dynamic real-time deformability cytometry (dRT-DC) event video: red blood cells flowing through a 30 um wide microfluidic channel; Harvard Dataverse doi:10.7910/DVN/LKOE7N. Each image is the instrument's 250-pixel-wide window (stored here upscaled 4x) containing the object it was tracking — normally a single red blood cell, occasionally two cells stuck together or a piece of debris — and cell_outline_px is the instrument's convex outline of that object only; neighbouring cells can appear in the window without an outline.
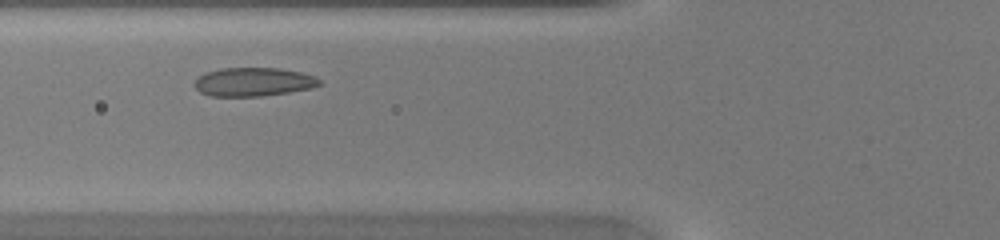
{"species": "common noctule bat (a hibernating species)", "species_latin": "Nyctalus noctula", "temperature_condition": "warm", "stored_images_in_passage": 27, "camera_frame_rate_fps": 3000, "um_per_image_px": 0.085, "animal": {"sex": "female", "body_mass_g": 20.0, "forearm_length_mm": 54.0}, "frame": {"image": 1, "passage_image": 6, "time_ms": 1.667, "image_size_px": [1000, 240], "cell_outline_px": [[320, 84], [312, 88], [288, 92], [260, 96], [212, 96], [200, 92], [192, 84], [200, 76], [208, 72], [220, 68], [280, 68], [300, 72], [316, 76], [320, 80]], "centroid_in_image_um": [21.55, 6.96], "position_along_channel_um": 104.3, "area_um2": 20.75}}
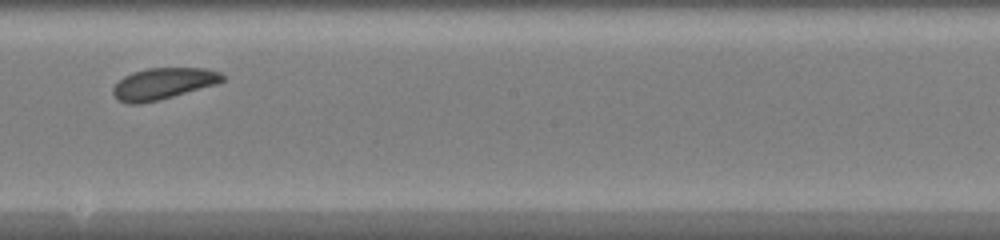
{"frame": {"image": 2, "passage_image": 15, "time_ms": 4.667, "image_size_px": [1000, 240], "cell_outline_px": [[224, 80], [216, 84], [160, 100], [140, 104], [128, 104], [116, 100], [112, 92], [112, 88], [124, 76], [132, 72], [148, 68], [204, 68], [220, 72], [224, 76]], "centroid_in_image_um": [13.83, 7.12], "position_along_channel_um": 234.4, "area_um2": 20.11}}
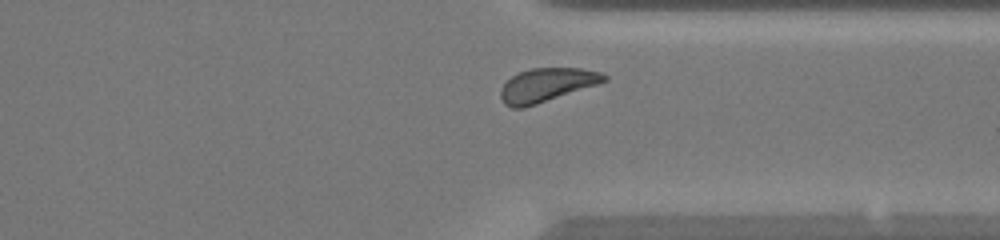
{"frame": {"image": 3, "passage_image": 24, "time_ms": 7.667, "image_size_px": [1000, 240], "cell_outline_px": [[608, 80], [524, 108], [512, 108], [504, 104], [500, 96], [500, 88], [512, 76], [520, 72], [532, 68], [580, 68], [600, 72], [608, 76]], "centroid_in_image_um": [46.43, 7.22], "position_along_channel_um": 365.0, "area_um2": 20.0}}